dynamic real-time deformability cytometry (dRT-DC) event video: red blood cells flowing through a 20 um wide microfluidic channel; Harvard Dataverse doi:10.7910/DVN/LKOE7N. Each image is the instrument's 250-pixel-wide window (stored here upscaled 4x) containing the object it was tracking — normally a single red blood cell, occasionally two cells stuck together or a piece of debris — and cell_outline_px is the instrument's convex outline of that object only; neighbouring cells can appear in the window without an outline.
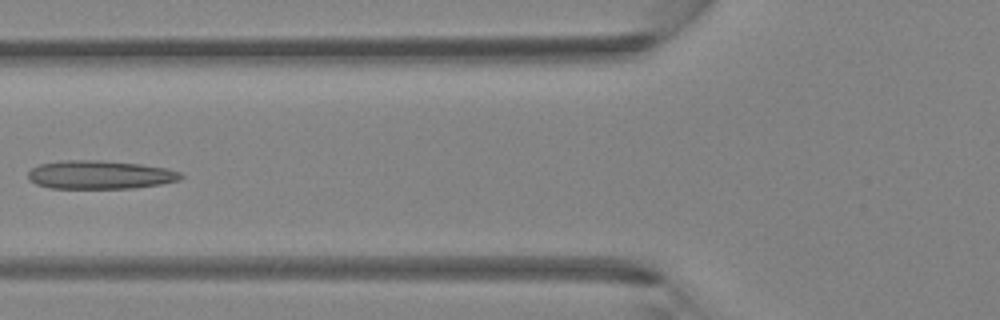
{"species": "Egyptian fruit bat (a non-hibernating species)", "species_latin": "Rousettus aegyptiacus", "temperature_condition": "room temperature", "stored_images_in_passage": 4, "camera_frame_rate_fps": 3000, "um_per_image_px": 0.085, "animal": {"sex": "female"}, "frame": {"image": 1, "passage_image": 4, "time_ms": 1.0, "image_size_px": [1000, 320], "cell_outline_px": [[184, 176], [180, 180], [160, 184], [136, 188], [48, 188], [36, 184], [28, 180], [28, 172], [32, 168], [40, 164], [64, 160], [100, 160], [140, 164], [168, 168], [180, 172]], "centroid_in_image_um": [8.5, 14.85], "position_along_channel_um": 117.3, "area_um2": 25.49}}